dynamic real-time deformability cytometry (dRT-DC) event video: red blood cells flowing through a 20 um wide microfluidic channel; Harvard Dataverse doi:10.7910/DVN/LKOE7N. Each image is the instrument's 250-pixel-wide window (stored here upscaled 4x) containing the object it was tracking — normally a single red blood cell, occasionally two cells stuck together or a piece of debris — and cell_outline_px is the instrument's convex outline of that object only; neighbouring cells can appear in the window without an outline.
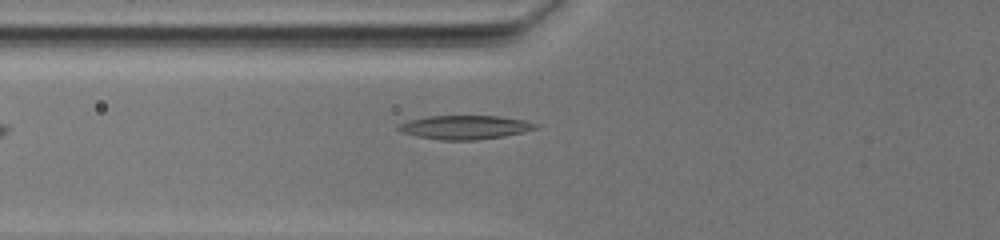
{"species": "common noctule bat (a hibernating species)", "species_latin": "Nyctalus noctula", "temperature_condition": "warm", "stored_images_in_passage": 10, "camera_frame_rate_fps": 3000, "um_per_image_px": 0.085, "animal": {"sex": "female", "body_mass_g": 19.5, "forearm_length_mm": 54.1}, "frame": {"image": 1, "passage_image": 4, "time_ms": 2.667, "image_size_px": [1000, 240], "cell_outline_px": [[536, 128], [504, 136], [476, 140], [440, 140], [416, 136], [400, 132], [396, 128], [400, 124], [408, 120], [428, 116], [500, 116], [524, 120], [536, 124]], "centroid_in_image_um": [39.45, 10.82], "position_along_channel_um": 86.4, "area_um2": 18.9}}
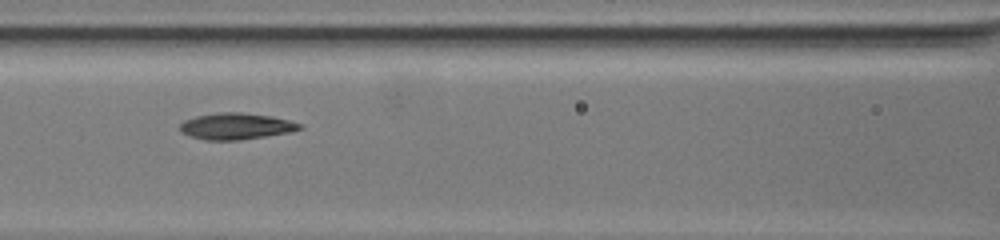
{"frame": {"image": 2, "passage_image": 6, "time_ms": 4.667, "image_size_px": [1000, 240], "cell_outline_px": [[304, 128], [288, 132], [240, 140], [204, 140], [188, 136], [180, 132], [180, 124], [184, 120], [196, 116], [216, 112], [240, 112], [272, 116], [288, 120], [300, 124]], "centroid_in_image_um": [20.0, 10.72], "position_along_channel_um": 146.6, "area_um2": 18.44}}
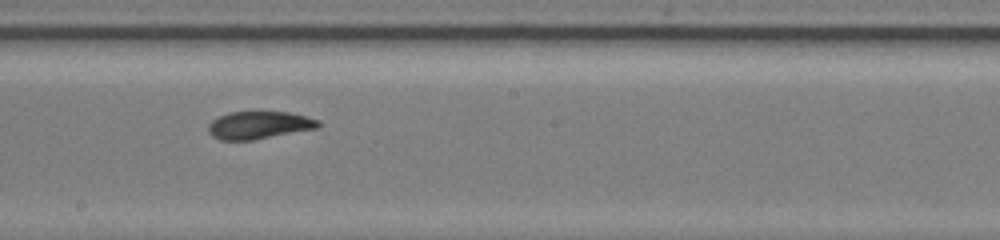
{"frame": {"image": 3, "passage_image": 9, "time_ms": 7.333, "image_size_px": [1000, 240], "cell_outline_px": [[320, 124], [316, 128], [252, 140], [220, 140], [212, 136], [208, 132], [208, 124], [212, 120], [228, 112], [288, 112], [320, 120]], "centroid_in_image_um": [21.97, 10.63], "position_along_channel_um": 226.2, "area_um2": 17.51}}